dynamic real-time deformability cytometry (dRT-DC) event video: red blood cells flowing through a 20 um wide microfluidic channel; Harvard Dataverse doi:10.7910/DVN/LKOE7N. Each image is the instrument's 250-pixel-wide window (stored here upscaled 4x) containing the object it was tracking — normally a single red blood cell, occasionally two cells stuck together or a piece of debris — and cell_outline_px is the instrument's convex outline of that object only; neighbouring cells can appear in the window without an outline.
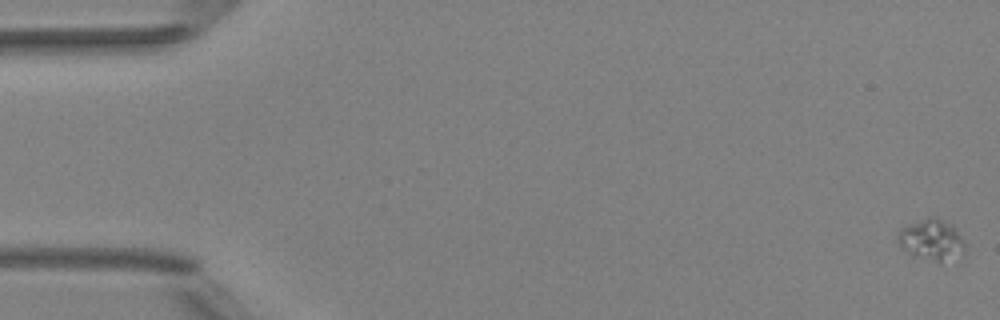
{"species": "Egyptian fruit bat (a non-hibernating species)", "species_latin": "Rousettus aegyptiacus", "temperature_condition": "room temperature", "stored_images_in_passage": 6, "camera_frame_rate_fps": 3000, "um_per_image_px": 0.085, "animal": {"sex": "female"}, "frame": {"image": 1, "passage_image": 1, "time_ms": 0.0, "image_size_px": [1000, 320], "cell_outline_px": [[964, 256], [940, 264], [936, 264], [912, 256], [900, 248], [896, 240], [896, 232], [900, 228], [908, 224], [928, 216], [936, 216], [952, 224], [964, 240]], "centroid_in_image_um": [79.16, 20.43], "position_along_channel_um": 5.8, "area_um2": 17.17}}
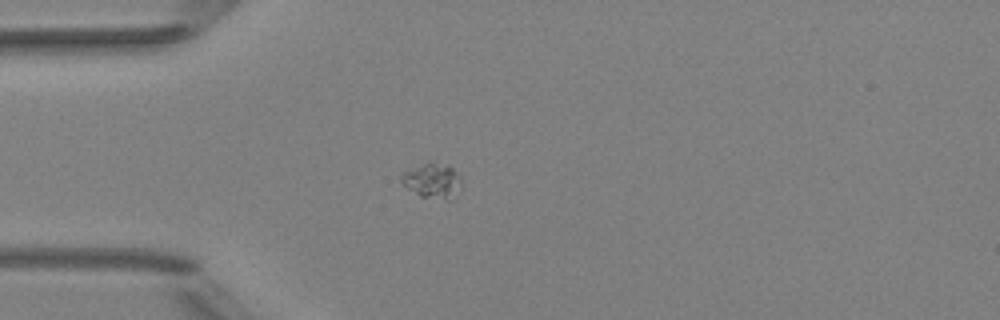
{"frame": {"image": 2, "passage_image": 5, "time_ms": 4.667, "image_size_px": [1000, 320], "cell_outline_px": [[460, 188], [448, 200], [420, 196], [408, 188], [400, 180], [400, 172], [428, 160], [452, 168], [456, 172], [460, 180]], "centroid_in_image_um": [36.68, 15.32], "position_along_channel_um": 48.3, "area_um2": 12.14}}